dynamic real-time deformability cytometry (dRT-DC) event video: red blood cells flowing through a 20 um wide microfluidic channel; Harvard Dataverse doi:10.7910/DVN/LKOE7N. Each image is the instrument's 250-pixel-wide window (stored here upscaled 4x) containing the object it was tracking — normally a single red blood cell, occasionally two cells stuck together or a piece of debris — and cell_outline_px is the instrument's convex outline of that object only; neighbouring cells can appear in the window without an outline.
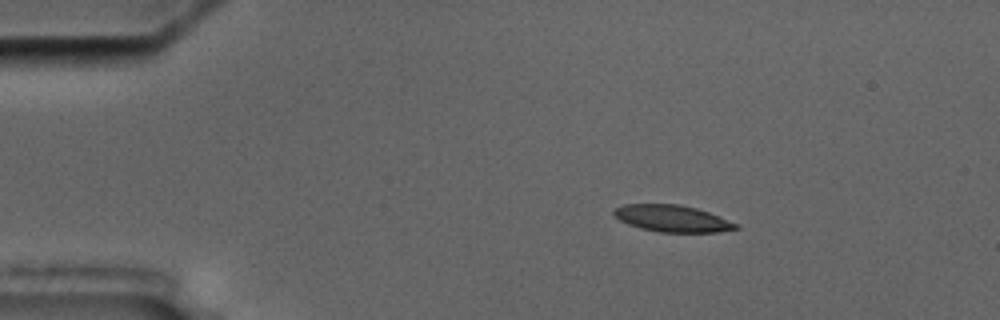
{"species": "common noctule bat (a hibernating species)", "species_latin": "Nyctalus noctula", "temperature_condition": "cold", "stored_images_in_passage": 4, "camera_frame_rate_fps": 3000, "um_per_image_px": 0.085, "animal": {"sex": "male", "body_mass_g": 17.5, "forearm_length_mm": 52.3}, "frame": {"image": 1, "passage_image": 2, "time_ms": 2.0, "image_size_px": [1000, 320], "cell_outline_px": [[740, 228], [720, 232], [660, 232], [640, 228], [628, 224], [620, 220], [612, 212], [616, 208], [624, 204], [680, 204], [696, 208], [708, 212], [740, 224]], "centroid_in_image_um": [57.18, 18.57], "position_along_channel_um": 27.8, "area_um2": 19.02}}